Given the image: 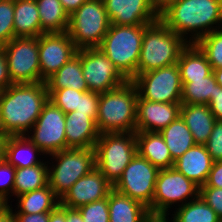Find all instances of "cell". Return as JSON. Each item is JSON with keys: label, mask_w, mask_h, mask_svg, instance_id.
Instances as JSON below:
<instances>
[{"label": "cell", "mask_w": 222, "mask_h": 222, "mask_svg": "<svg viewBox=\"0 0 222 222\" xmlns=\"http://www.w3.org/2000/svg\"><path fill=\"white\" fill-rule=\"evenodd\" d=\"M138 95L147 101L181 103L182 82L178 64L136 75L131 80Z\"/></svg>", "instance_id": "cell-10"}, {"label": "cell", "mask_w": 222, "mask_h": 222, "mask_svg": "<svg viewBox=\"0 0 222 222\" xmlns=\"http://www.w3.org/2000/svg\"><path fill=\"white\" fill-rule=\"evenodd\" d=\"M86 1L88 0H60L64 10L68 13V15H71Z\"/></svg>", "instance_id": "cell-48"}, {"label": "cell", "mask_w": 222, "mask_h": 222, "mask_svg": "<svg viewBox=\"0 0 222 222\" xmlns=\"http://www.w3.org/2000/svg\"><path fill=\"white\" fill-rule=\"evenodd\" d=\"M188 43L160 19L149 24L142 39L137 75L174 65Z\"/></svg>", "instance_id": "cell-4"}, {"label": "cell", "mask_w": 222, "mask_h": 222, "mask_svg": "<svg viewBox=\"0 0 222 222\" xmlns=\"http://www.w3.org/2000/svg\"><path fill=\"white\" fill-rule=\"evenodd\" d=\"M112 189V184L95 167L71 186L60 199V204L68 208H79L107 198Z\"/></svg>", "instance_id": "cell-16"}, {"label": "cell", "mask_w": 222, "mask_h": 222, "mask_svg": "<svg viewBox=\"0 0 222 222\" xmlns=\"http://www.w3.org/2000/svg\"><path fill=\"white\" fill-rule=\"evenodd\" d=\"M208 106L216 120L222 121V88L216 85V92L212 95Z\"/></svg>", "instance_id": "cell-44"}, {"label": "cell", "mask_w": 222, "mask_h": 222, "mask_svg": "<svg viewBox=\"0 0 222 222\" xmlns=\"http://www.w3.org/2000/svg\"><path fill=\"white\" fill-rule=\"evenodd\" d=\"M76 54L89 91L104 93L128 81L99 48L78 49Z\"/></svg>", "instance_id": "cell-14"}, {"label": "cell", "mask_w": 222, "mask_h": 222, "mask_svg": "<svg viewBox=\"0 0 222 222\" xmlns=\"http://www.w3.org/2000/svg\"><path fill=\"white\" fill-rule=\"evenodd\" d=\"M159 133L166 142L174 161L196 145L192 133L181 116L171 122Z\"/></svg>", "instance_id": "cell-30"}, {"label": "cell", "mask_w": 222, "mask_h": 222, "mask_svg": "<svg viewBox=\"0 0 222 222\" xmlns=\"http://www.w3.org/2000/svg\"><path fill=\"white\" fill-rule=\"evenodd\" d=\"M199 196L217 213L222 220V188L200 187Z\"/></svg>", "instance_id": "cell-41"}, {"label": "cell", "mask_w": 222, "mask_h": 222, "mask_svg": "<svg viewBox=\"0 0 222 222\" xmlns=\"http://www.w3.org/2000/svg\"><path fill=\"white\" fill-rule=\"evenodd\" d=\"M177 0H149L152 9L160 16Z\"/></svg>", "instance_id": "cell-46"}, {"label": "cell", "mask_w": 222, "mask_h": 222, "mask_svg": "<svg viewBox=\"0 0 222 222\" xmlns=\"http://www.w3.org/2000/svg\"><path fill=\"white\" fill-rule=\"evenodd\" d=\"M41 23V34L67 32L69 15L60 0H35Z\"/></svg>", "instance_id": "cell-29"}, {"label": "cell", "mask_w": 222, "mask_h": 222, "mask_svg": "<svg viewBox=\"0 0 222 222\" xmlns=\"http://www.w3.org/2000/svg\"><path fill=\"white\" fill-rule=\"evenodd\" d=\"M111 21L103 0H88L69 15L67 33L77 49L98 48Z\"/></svg>", "instance_id": "cell-8"}, {"label": "cell", "mask_w": 222, "mask_h": 222, "mask_svg": "<svg viewBox=\"0 0 222 222\" xmlns=\"http://www.w3.org/2000/svg\"><path fill=\"white\" fill-rule=\"evenodd\" d=\"M153 222H168L166 218H153Z\"/></svg>", "instance_id": "cell-53"}, {"label": "cell", "mask_w": 222, "mask_h": 222, "mask_svg": "<svg viewBox=\"0 0 222 222\" xmlns=\"http://www.w3.org/2000/svg\"><path fill=\"white\" fill-rule=\"evenodd\" d=\"M84 222H109L108 197L77 208Z\"/></svg>", "instance_id": "cell-37"}, {"label": "cell", "mask_w": 222, "mask_h": 222, "mask_svg": "<svg viewBox=\"0 0 222 222\" xmlns=\"http://www.w3.org/2000/svg\"><path fill=\"white\" fill-rule=\"evenodd\" d=\"M17 222H49V212L43 213H14Z\"/></svg>", "instance_id": "cell-45"}, {"label": "cell", "mask_w": 222, "mask_h": 222, "mask_svg": "<svg viewBox=\"0 0 222 222\" xmlns=\"http://www.w3.org/2000/svg\"><path fill=\"white\" fill-rule=\"evenodd\" d=\"M66 114L50 100L26 136L46 155L68 149L65 134ZM32 134V135H31Z\"/></svg>", "instance_id": "cell-13"}, {"label": "cell", "mask_w": 222, "mask_h": 222, "mask_svg": "<svg viewBox=\"0 0 222 222\" xmlns=\"http://www.w3.org/2000/svg\"><path fill=\"white\" fill-rule=\"evenodd\" d=\"M94 150L96 168L113 186L137 154L135 132L100 134Z\"/></svg>", "instance_id": "cell-7"}, {"label": "cell", "mask_w": 222, "mask_h": 222, "mask_svg": "<svg viewBox=\"0 0 222 222\" xmlns=\"http://www.w3.org/2000/svg\"><path fill=\"white\" fill-rule=\"evenodd\" d=\"M48 157L52 159V163L47 162L48 184L60 199L78 179L96 167L94 148H68Z\"/></svg>", "instance_id": "cell-6"}, {"label": "cell", "mask_w": 222, "mask_h": 222, "mask_svg": "<svg viewBox=\"0 0 222 222\" xmlns=\"http://www.w3.org/2000/svg\"><path fill=\"white\" fill-rule=\"evenodd\" d=\"M13 209L12 204H9L0 211V222H17Z\"/></svg>", "instance_id": "cell-49"}, {"label": "cell", "mask_w": 222, "mask_h": 222, "mask_svg": "<svg viewBox=\"0 0 222 222\" xmlns=\"http://www.w3.org/2000/svg\"><path fill=\"white\" fill-rule=\"evenodd\" d=\"M202 187L222 188V160L213 163L207 181Z\"/></svg>", "instance_id": "cell-42"}, {"label": "cell", "mask_w": 222, "mask_h": 222, "mask_svg": "<svg viewBox=\"0 0 222 222\" xmlns=\"http://www.w3.org/2000/svg\"><path fill=\"white\" fill-rule=\"evenodd\" d=\"M66 222H84L77 208L66 207Z\"/></svg>", "instance_id": "cell-50"}, {"label": "cell", "mask_w": 222, "mask_h": 222, "mask_svg": "<svg viewBox=\"0 0 222 222\" xmlns=\"http://www.w3.org/2000/svg\"><path fill=\"white\" fill-rule=\"evenodd\" d=\"M38 47L41 82L55 74L78 50L67 32L41 34Z\"/></svg>", "instance_id": "cell-15"}, {"label": "cell", "mask_w": 222, "mask_h": 222, "mask_svg": "<svg viewBox=\"0 0 222 222\" xmlns=\"http://www.w3.org/2000/svg\"><path fill=\"white\" fill-rule=\"evenodd\" d=\"M48 101L45 82L11 84L0 92V132L26 135Z\"/></svg>", "instance_id": "cell-1"}, {"label": "cell", "mask_w": 222, "mask_h": 222, "mask_svg": "<svg viewBox=\"0 0 222 222\" xmlns=\"http://www.w3.org/2000/svg\"><path fill=\"white\" fill-rule=\"evenodd\" d=\"M16 168L4 158L0 161V199L9 205L13 197L14 178Z\"/></svg>", "instance_id": "cell-38"}, {"label": "cell", "mask_w": 222, "mask_h": 222, "mask_svg": "<svg viewBox=\"0 0 222 222\" xmlns=\"http://www.w3.org/2000/svg\"><path fill=\"white\" fill-rule=\"evenodd\" d=\"M109 222H150L153 217L141 202L112 189L108 194Z\"/></svg>", "instance_id": "cell-22"}, {"label": "cell", "mask_w": 222, "mask_h": 222, "mask_svg": "<svg viewBox=\"0 0 222 222\" xmlns=\"http://www.w3.org/2000/svg\"><path fill=\"white\" fill-rule=\"evenodd\" d=\"M44 157L47 159V156L26 135L7 136L5 139L4 159L15 168L47 164L49 159L46 161Z\"/></svg>", "instance_id": "cell-21"}, {"label": "cell", "mask_w": 222, "mask_h": 222, "mask_svg": "<svg viewBox=\"0 0 222 222\" xmlns=\"http://www.w3.org/2000/svg\"><path fill=\"white\" fill-rule=\"evenodd\" d=\"M49 222H66V207L59 204L49 212Z\"/></svg>", "instance_id": "cell-47"}, {"label": "cell", "mask_w": 222, "mask_h": 222, "mask_svg": "<svg viewBox=\"0 0 222 222\" xmlns=\"http://www.w3.org/2000/svg\"><path fill=\"white\" fill-rule=\"evenodd\" d=\"M199 193L200 187L175 168L159 170L152 201V217L167 218L169 212L173 211L171 207L177 208L195 200Z\"/></svg>", "instance_id": "cell-9"}, {"label": "cell", "mask_w": 222, "mask_h": 222, "mask_svg": "<svg viewBox=\"0 0 222 222\" xmlns=\"http://www.w3.org/2000/svg\"><path fill=\"white\" fill-rule=\"evenodd\" d=\"M137 139V153L147 159L159 170L171 168L174 160L170 150L159 132H135Z\"/></svg>", "instance_id": "cell-24"}, {"label": "cell", "mask_w": 222, "mask_h": 222, "mask_svg": "<svg viewBox=\"0 0 222 222\" xmlns=\"http://www.w3.org/2000/svg\"><path fill=\"white\" fill-rule=\"evenodd\" d=\"M213 163L205 145L196 144L174 161L173 168L202 187L207 181Z\"/></svg>", "instance_id": "cell-19"}, {"label": "cell", "mask_w": 222, "mask_h": 222, "mask_svg": "<svg viewBox=\"0 0 222 222\" xmlns=\"http://www.w3.org/2000/svg\"><path fill=\"white\" fill-rule=\"evenodd\" d=\"M47 91L72 88L77 91H89L83 76L80 57L76 54L46 81Z\"/></svg>", "instance_id": "cell-27"}, {"label": "cell", "mask_w": 222, "mask_h": 222, "mask_svg": "<svg viewBox=\"0 0 222 222\" xmlns=\"http://www.w3.org/2000/svg\"><path fill=\"white\" fill-rule=\"evenodd\" d=\"M14 0H0V46L14 38Z\"/></svg>", "instance_id": "cell-36"}, {"label": "cell", "mask_w": 222, "mask_h": 222, "mask_svg": "<svg viewBox=\"0 0 222 222\" xmlns=\"http://www.w3.org/2000/svg\"><path fill=\"white\" fill-rule=\"evenodd\" d=\"M213 161L222 160V121L216 120L208 141L204 144Z\"/></svg>", "instance_id": "cell-39"}, {"label": "cell", "mask_w": 222, "mask_h": 222, "mask_svg": "<svg viewBox=\"0 0 222 222\" xmlns=\"http://www.w3.org/2000/svg\"><path fill=\"white\" fill-rule=\"evenodd\" d=\"M100 93L86 91L80 95V104L76 108L78 113L87 114L91 119L96 121L98 115V103Z\"/></svg>", "instance_id": "cell-40"}, {"label": "cell", "mask_w": 222, "mask_h": 222, "mask_svg": "<svg viewBox=\"0 0 222 222\" xmlns=\"http://www.w3.org/2000/svg\"><path fill=\"white\" fill-rule=\"evenodd\" d=\"M48 184V164L16 168L13 196L40 189Z\"/></svg>", "instance_id": "cell-32"}, {"label": "cell", "mask_w": 222, "mask_h": 222, "mask_svg": "<svg viewBox=\"0 0 222 222\" xmlns=\"http://www.w3.org/2000/svg\"><path fill=\"white\" fill-rule=\"evenodd\" d=\"M195 44L205 54L212 70L222 68V29L204 35Z\"/></svg>", "instance_id": "cell-34"}, {"label": "cell", "mask_w": 222, "mask_h": 222, "mask_svg": "<svg viewBox=\"0 0 222 222\" xmlns=\"http://www.w3.org/2000/svg\"><path fill=\"white\" fill-rule=\"evenodd\" d=\"M65 134L69 148H94L100 135L96 121L76 110L66 114Z\"/></svg>", "instance_id": "cell-20"}, {"label": "cell", "mask_w": 222, "mask_h": 222, "mask_svg": "<svg viewBox=\"0 0 222 222\" xmlns=\"http://www.w3.org/2000/svg\"><path fill=\"white\" fill-rule=\"evenodd\" d=\"M138 90L132 81L100 93L96 124L100 134L136 132Z\"/></svg>", "instance_id": "cell-3"}, {"label": "cell", "mask_w": 222, "mask_h": 222, "mask_svg": "<svg viewBox=\"0 0 222 222\" xmlns=\"http://www.w3.org/2000/svg\"><path fill=\"white\" fill-rule=\"evenodd\" d=\"M6 136L0 132V161L4 158V143Z\"/></svg>", "instance_id": "cell-52"}, {"label": "cell", "mask_w": 222, "mask_h": 222, "mask_svg": "<svg viewBox=\"0 0 222 222\" xmlns=\"http://www.w3.org/2000/svg\"><path fill=\"white\" fill-rule=\"evenodd\" d=\"M16 198L18 203H16L17 207L13 213L51 212L60 204V198L50 188L49 184L40 189L21 194Z\"/></svg>", "instance_id": "cell-28"}, {"label": "cell", "mask_w": 222, "mask_h": 222, "mask_svg": "<svg viewBox=\"0 0 222 222\" xmlns=\"http://www.w3.org/2000/svg\"><path fill=\"white\" fill-rule=\"evenodd\" d=\"M180 116L192 133L195 143L204 145L216 122L210 107L202 104H181Z\"/></svg>", "instance_id": "cell-23"}, {"label": "cell", "mask_w": 222, "mask_h": 222, "mask_svg": "<svg viewBox=\"0 0 222 222\" xmlns=\"http://www.w3.org/2000/svg\"><path fill=\"white\" fill-rule=\"evenodd\" d=\"M181 104L147 101L138 95L136 131L160 132L180 116Z\"/></svg>", "instance_id": "cell-17"}, {"label": "cell", "mask_w": 222, "mask_h": 222, "mask_svg": "<svg viewBox=\"0 0 222 222\" xmlns=\"http://www.w3.org/2000/svg\"><path fill=\"white\" fill-rule=\"evenodd\" d=\"M173 213L170 215L171 218H166L168 222H222L217 213L200 196L175 208Z\"/></svg>", "instance_id": "cell-31"}, {"label": "cell", "mask_w": 222, "mask_h": 222, "mask_svg": "<svg viewBox=\"0 0 222 222\" xmlns=\"http://www.w3.org/2000/svg\"><path fill=\"white\" fill-rule=\"evenodd\" d=\"M3 47L13 84L41 82L38 37H15Z\"/></svg>", "instance_id": "cell-11"}, {"label": "cell", "mask_w": 222, "mask_h": 222, "mask_svg": "<svg viewBox=\"0 0 222 222\" xmlns=\"http://www.w3.org/2000/svg\"><path fill=\"white\" fill-rule=\"evenodd\" d=\"M6 205H7V204L0 199V211H1Z\"/></svg>", "instance_id": "cell-54"}, {"label": "cell", "mask_w": 222, "mask_h": 222, "mask_svg": "<svg viewBox=\"0 0 222 222\" xmlns=\"http://www.w3.org/2000/svg\"><path fill=\"white\" fill-rule=\"evenodd\" d=\"M159 169L138 153L113 185L117 192L145 205L152 216V201Z\"/></svg>", "instance_id": "cell-12"}, {"label": "cell", "mask_w": 222, "mask_h": 222, "mask_svg": "<svg viewBox=\"0 0 222 222\" xmlns=\"http://www.w3.org/2000/svg\"><path fill=\"white\" fill-rule=\"evenodd\" d=\"M114 25H149L159 19L149 0H103Z\"/></svg>", "instance_id": "cell-18"}, {"label": "cell", "mask_w": 222, "mask_h": 222, "mask_svg": "<svg viewBox=\"0 0 222 222\" xmlns=\"http://www.w3.org/2000/svg\"><path fill=\"white\" fill-rule=\"evenodd\" d=\"M11 84L13 83L9 76L4 47L0 46V92L5 90Z\"/></svg>", "instance_id": "cell-43"}, {"label": "cell", "mask_w": 222, "mask_h": 222, "mask_svg": "<svg viewBox=\"0 0 222 222\" xmlns=\"http://www.w3.org/2000/svg\"><path fill=\"white\" fill-rule=\"evenodd\" d=\"M47 92L48 100L59 107L65 114L75 111L79 107L80 95L83 93V91H77L70 87Z\"/></svg>", "instance_id": "cell-35"}, {"label": "cell", "mask_w": 222, "mask_h": 222, "mask_svg": "<svg viewBox=\"0 0 222 222\" xmlns=\"http://www.w3.org/2000/svg\"><path fill=\"white\" fill-rule=\"evenodd\" d=\"M147 26L111 24L98 47L128 81L137 75L142 39Z\"/></svg>", "instance_id": "cell-5"}, {"label": "cell", "mask_w": 222, "mask_h": 222, "mask_svg": "<svg viewBox=\"0 0 222 222\" xmlns=\"http://www.w3.org/2000/svg\"><path fill=\"white\" fill-rule=\"evenodd\" d=\"M216 82L222 88V68H216L213 70Z\"/></svg>", "instance_id": "cell-51"}, {"label": "cell", "mask_w": 222, "mask_h": 222, "mask_svg": "<svg viewBox=\"0 0 222 222\" xmlns=\"http://www.w3.org/2000/svg\"><path fill=\"white\" fill-rule=\"evenodd\" d=\"M14 38L38 37L41 23L35 0H14Z\"/></svg>", "instance_id": "cell-26"}, {"label": "cell", "mask_w": 222, "mask_h": 222, "mask_svg": "<svg viewBox=\"0 0 222 222\" xmlns=\"http://www.w3.org/2000/svg\"><path fill=\"white\" fill-rule=\"evenodd\" d=\"M177 64L182 83L203 79L213 72L205 54L195 43L188 44L182 50Z\"/></svg>", "instance_id": "cell-25"}, {"label": "cell", "mask_w": 222, "mask_h": 222, "mask_svg": "<svg viewBox=\"0 0 222 222\" xmlns=\"http://www.w3.org/2000/svg\"><path fill=\"white\" fill-rule=\"evenodd\" d=\"M159 19L188 44L222 29V0H177Z\"/></svg>", "instance_id": "cell-2"}, {"label": "cell", "mask_w": 222, "mask_h": 222, "mask_svg": "<svg viewBox=\"0 0 222 222\" xmlns=\"http://www.w3.org/2000/svg\"><path fill=\"white\" fill-rule=\"evenodd\" d=\"M214 73L203 79L191 80L189 83H182V104L208 105L212 95L216 92Z\"/></svg>", "instance_id": "cell-33"}]
</instances>
